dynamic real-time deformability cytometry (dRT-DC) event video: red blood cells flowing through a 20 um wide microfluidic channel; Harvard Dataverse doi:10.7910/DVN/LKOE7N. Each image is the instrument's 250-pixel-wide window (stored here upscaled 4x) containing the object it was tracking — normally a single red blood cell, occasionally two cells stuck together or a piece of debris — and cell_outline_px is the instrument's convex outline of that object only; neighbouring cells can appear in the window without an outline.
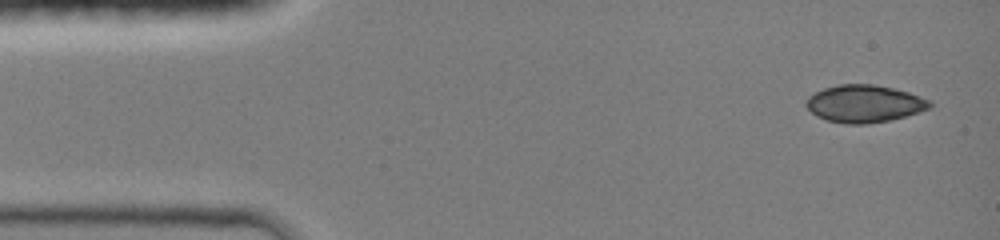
{"species": "common noctule bat (a hibernating species)", "species_latin": "Nyctalus noctula", "temperature_condition": "room temperature", "stored_images_in_passage": 7, "camera_frame_rate_fps": 3000, "um_per_image_px": 0.085, "animal": {"sex": "female", "body_mass_g": 19.0, "forearm_length_mm": 51.5}, "frame": {"image": 1, "passage_image": 1, "time_ms": 0.0, "image_size_px": [1000, 240], "cell_outline_px": [[932, 108], [920, 112], [888, 120], [864, 124], [844, 124], [828, 120], [816, 116], [804, 104], [808, 96], [824, 88], [840, 84], [872, 84], [892, 88], [908, 92], [932, 100]], "centroid_in_image_um": [73.48, 8.81], "position_along_channel_um": 11.5, "area_um2": 26.93}}
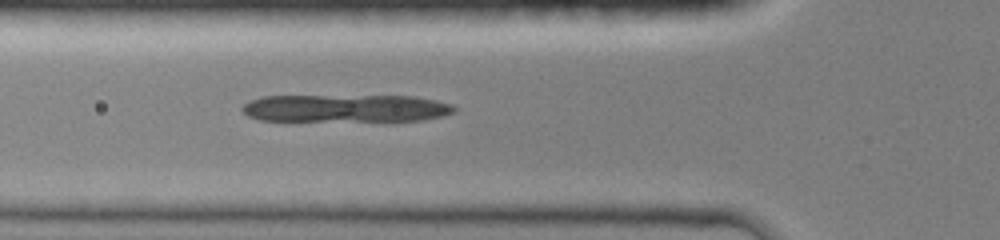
{"frame": {"image": 2, "passage_image": 7, "time_ms": 4.333, "image_size_px": [1000, 240], "cell_outline_px": [[456, 112], [424, 120], [260, 120], [248, 116], [240, 108], [248, 100], [264, 96], [412, 96], [436, 100], [452, 104], [456, 108]], "centroid_in_image_um": [29.38, 9.19], "position_along_channel_um": 96.4, "area_um2": 33.87}}